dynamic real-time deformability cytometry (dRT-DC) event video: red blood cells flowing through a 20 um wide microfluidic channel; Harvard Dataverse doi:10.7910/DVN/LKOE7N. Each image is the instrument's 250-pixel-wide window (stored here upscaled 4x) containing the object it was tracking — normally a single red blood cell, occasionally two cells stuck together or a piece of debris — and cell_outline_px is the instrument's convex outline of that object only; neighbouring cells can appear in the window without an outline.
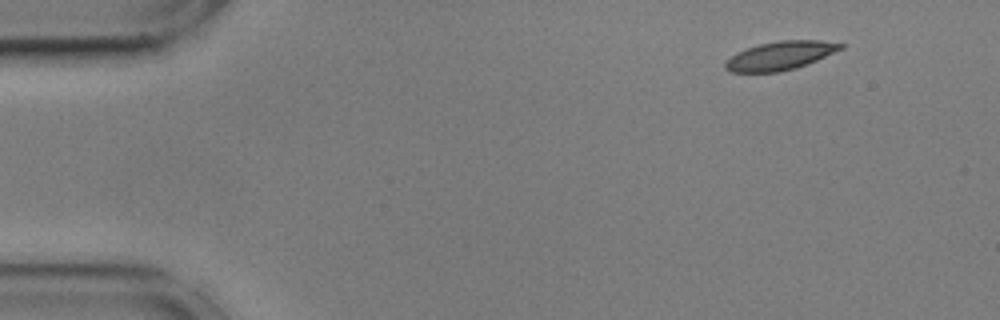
{"species": "common noctule bat (a hibernating species)", "species_latin": "Nyctalus noctula", "temperature_condition": "cold", "stored_images_in_passage": 34, "camera_frame_rate_fps": 3000, "um_per_image_px": 0.085, "animal": {"sex": "male", "body_mass_g": 17.9, "forearm_length_mm": 54.2}, "frame": {"image": 1, "passage_image": 1, "time_ms": 0.0, "image_size_px": [1000, 320], "cell_outline_px": [[844, 48], [816, 60], [796, 68], [780, 72], [732, 72], [724, 68], [724, 64], [736, 52], [744, 48], [760, 44], [780, 40], [820, 40], [844, 44]], "centroid_in_image_um": [66.31, 4.73], "position_along_channel_um": 18.7, "area_um2": 19.13}}
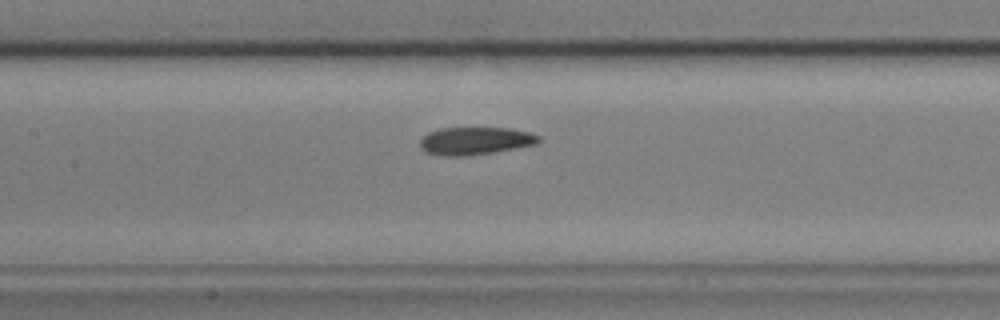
{"frame": {"image": 2, "passage_image": 21, "time_ms": 6.667, "image_size_px": [1000, 320], "cell_outline_px": [[540, 140], [536, 144], [516, 148], [468, 156], [440, 156], [424, 152], [420, 148], [420, 140], [428, 132], [440, 128], [508, 128], [528, 132], [540, 136]], "centroid_in_image_um": [40.34, 11.98], "position_along_channel_um": 167.1, "area_um2": 19.19}}
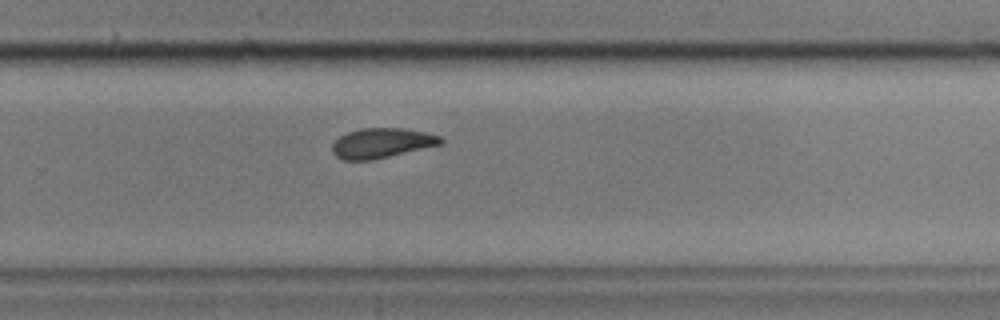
{"frame": {"image": 3, "passage_image": 32, "time_ms": 10.333, "image_size_px": [1000, 320], "cell_outline_px": [[444, 144], [372, 160], [344, 160], [336, 156], [332, 152], [332, 144], [340, 136], [348, 132], [360, 128], [404, 128], [424, 132], [440, 136], [444, 140]], "centroid_in_image_um": [32.46, 12.16], "position_along_channel_um": 297.3, "area_um2": 18.96}}